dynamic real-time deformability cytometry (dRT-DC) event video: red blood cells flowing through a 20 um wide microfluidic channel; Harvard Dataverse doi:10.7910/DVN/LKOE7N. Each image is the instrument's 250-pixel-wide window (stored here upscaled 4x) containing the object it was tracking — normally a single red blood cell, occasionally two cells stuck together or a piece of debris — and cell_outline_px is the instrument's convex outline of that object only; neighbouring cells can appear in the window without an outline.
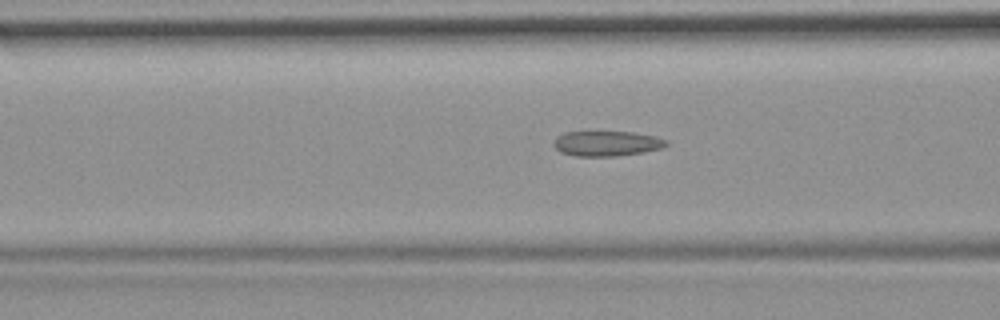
{"species": "common noctule bat (a hibernating species)", "species_latin": "Nyctalus noctula", "temperature_condition": "room temperature", "stored_images_in_passage": 48, "camera_frame_rate_fps": 3000, "um_per_image_px": 0.085, "animal": {"sex": "female", "body_mass_g": 19.9}, "frame": {"image": 1, "passage_image": 15, "time_ms": 4.667, "image_size_px": [1000, 320], "cell_outline_px": [[668, 144], [660, 148], [640, 152], [616, 156], [576, 156], [560, 152], [552, 144], [556, 136], [564, 132], [632, 132], [652, 136], [668, 140]], "centroid_in_image_um": [51.51, 12.19], "position_along_channel_um": 115.1, "area_um2": 16.3}}
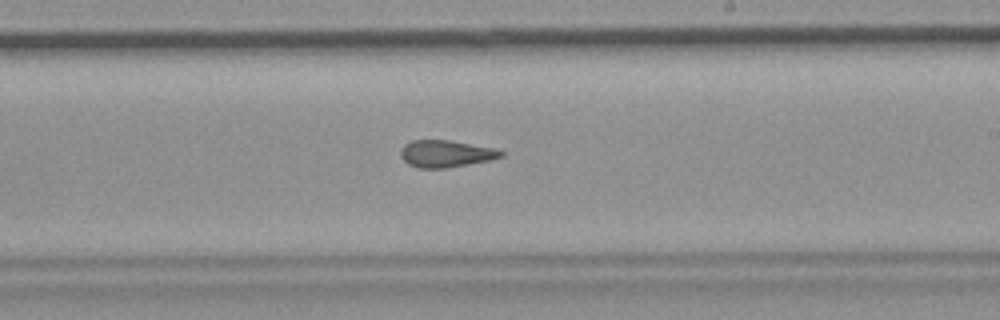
{"frame": {"image": 2, "passage_image": 26, "time_ms": 8.333, "image_size_px": [1000, 320], "cell_outline_px": [[504, 156], [488, 160], [448, 168], [416, 168], [408, 164], [400, 156], [400, 152], [404, 144], [412, 140], [452, 140], [492, 148], [504, 152]], "centroid_in_image_um": [37.86, 13.06], "position_along_channel_um": 251.1, "area_um2": 15.78}}
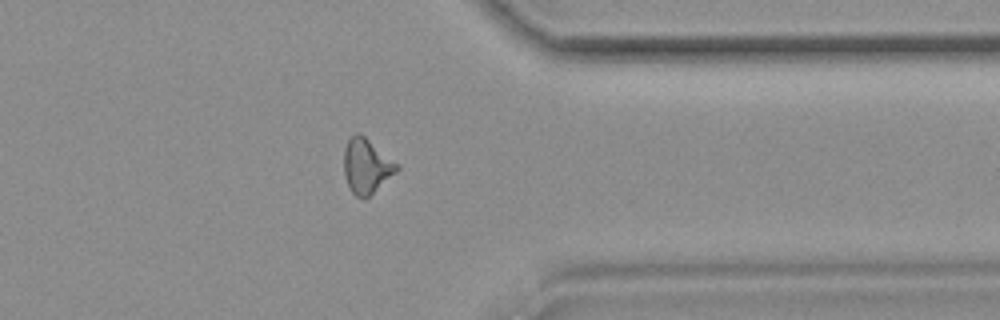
{"frame": {"image": 3, "passage_image": 37, "time_ms": 12.0, "image_size_px": [1000, 320], "cell_outline_px": [[400, 168], [396, 172], [364, 200], [356, 196], [352, 192], [344, 176], [344, 148], [348, 140], [356, 132], [360, 132], [400, 164]], "centroid_in_image_um": [31.16, 14.09], "position_along_channel_um": 380.2, "area_um2": 16.99}, "authors_computed_cell_mechanics": {"area_um2": 16.4152, "velocity_mm_per_s": 3.7215, "shape_relaxation_time_tau1_ms": null, "shape_relaxation_time_tau2_ms": 2.4995, "deformation_change_tau1": null, "deformation_change_tau2": 0.121}}